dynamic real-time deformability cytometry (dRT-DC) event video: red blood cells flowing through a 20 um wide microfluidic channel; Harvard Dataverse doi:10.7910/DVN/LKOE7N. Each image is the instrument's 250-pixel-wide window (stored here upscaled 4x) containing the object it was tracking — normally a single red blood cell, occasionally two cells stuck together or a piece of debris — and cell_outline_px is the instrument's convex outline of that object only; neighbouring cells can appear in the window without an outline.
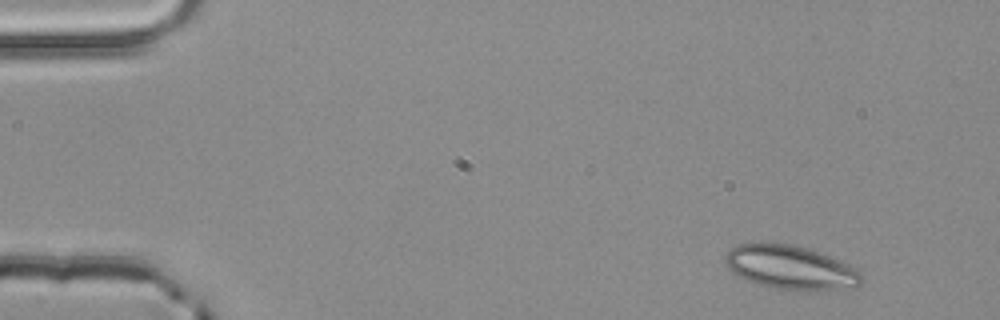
{"species": "common noctule bat (a hibernating species)", "species_latin": "Nyctalus noctula", "temperature_condition": "room temperature", "stored_images_in_passage": 3, "segment_of_instrument_passage": [2, 2], "camera_frame_rate_fps": 3000, "um_per_image_px": 0.085, "animal": {"sex": "male", "body_mass_g": 20.4}, "frame": {"image": 1, "passage_image": 3, "time_ms": 0.667, "image_size_px": [1000, 320], "cell_outline_px": [[860, 284], [856, 288], [828, 292], [812, 292], [776, 288], [760, 284], [748, 280], [732, 272], [724, 264], [724, 256], [736, 244], [792, 244], [828, 256], [856, 268], [860, 272]], "centroid_in_image_um": [67.23, 22.78], "position_along_channel_um": 17.8, "area_um2": 34.8}}